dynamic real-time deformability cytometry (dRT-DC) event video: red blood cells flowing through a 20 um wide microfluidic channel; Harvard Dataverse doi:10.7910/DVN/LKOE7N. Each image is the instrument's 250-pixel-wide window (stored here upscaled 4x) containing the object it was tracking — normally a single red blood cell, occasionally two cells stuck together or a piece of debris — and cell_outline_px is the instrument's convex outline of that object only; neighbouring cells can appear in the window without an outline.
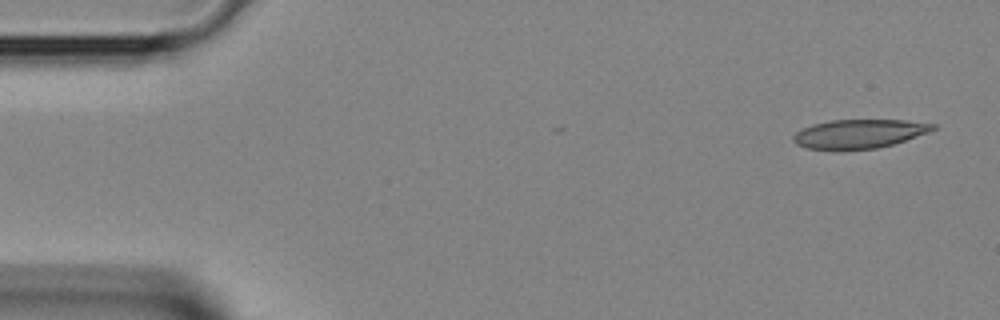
{"species": "Egyptian fruit bat (a non-hibernating species)", "species_latin": "Rousettus aegyptiacus", "temperature_condition": "room temperature", "stored_images_in_passage": 4, "camera_frame_rate_fps": 3000, "um_per_image_px": 0.085, "animal": {"sex": "female"}, "frame": {"image": 1, "passage_image": 1, "time_ms": 0.0, "image_size_px": [1000, 320], "cell_outline_px": [[936, 128], [928, 132], [892, 144], [876, 148], [840, 152], [836, 152], [808, 148], [796, 144], [792, 140], [792, 136], [796, 132], [812, 124], [832, 120], [904, 120], [936, 124]], "centroid_in_image_um": [72.95, 11.4], "position_along_channel_um": 12.0, "area_um2": 23.87}}